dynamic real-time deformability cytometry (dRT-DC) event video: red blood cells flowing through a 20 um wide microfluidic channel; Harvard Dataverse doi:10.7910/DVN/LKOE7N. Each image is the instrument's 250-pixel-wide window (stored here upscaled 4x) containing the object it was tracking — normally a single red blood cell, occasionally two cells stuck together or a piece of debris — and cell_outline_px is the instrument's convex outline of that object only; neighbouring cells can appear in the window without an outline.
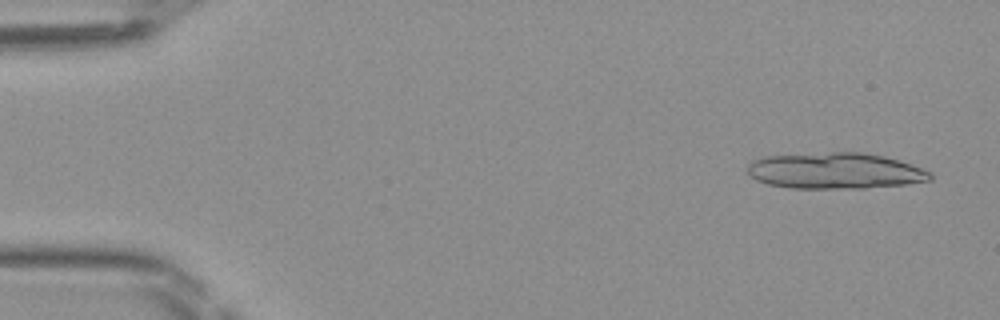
{"species": "Egyptian fruit bat (a non-hibernating species)", "species_latin": "Rousettus aegyptiacus", "temperature_condition": "room temperature", "stored_images_in_passage": 11, "camera_frame_rate_fps": 3000, "um_per_image_px": 0.085, "frame": {"image": 1, "passage_image": 2, "time_ms": 0.333, "image_size_px": [1000, 320], "cell_outline_px": [[932, 180], [904, 184], [864, 188], [788, 188], [768, 184], [756, 180], [748, 172], [748, 164], [752, 160], [764, 156], [828, 152], [864, 152], [884, 156], [932, 172]], "centroid_in_image_um": [70.95, 14.52], "position_along_channel_um": 14.0, "area_um2": 38.38}}